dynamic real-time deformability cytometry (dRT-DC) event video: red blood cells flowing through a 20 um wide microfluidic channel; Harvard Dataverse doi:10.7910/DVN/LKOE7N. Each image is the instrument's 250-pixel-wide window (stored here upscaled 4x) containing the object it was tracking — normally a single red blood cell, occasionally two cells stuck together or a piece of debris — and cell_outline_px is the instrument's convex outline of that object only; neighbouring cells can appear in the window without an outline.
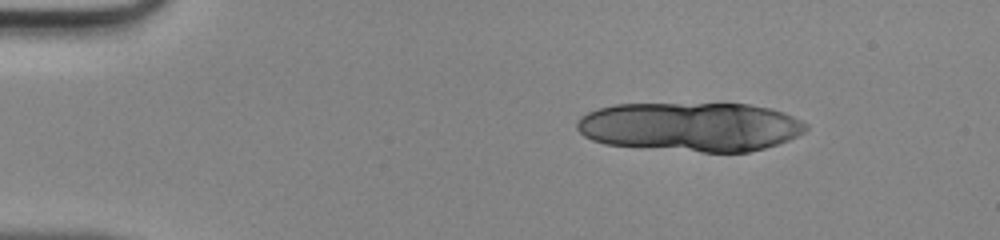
{"species": "human", "species_latin": "Homo sapiens", "temperature_condition": "room temperature", "stored_images_in_passage": 9, "camera_frame_rate_fps": 3000, "um_per_image_px": 0.085, "donor": {"sex": "male"}, "frame": {"image": 1, "passage_image": 1, "time_ms": 0.0, "image_size_px": [1000, 240], "cell_outline_px": [[808, 128], [804, 132], [788, 140], [764, 148], [748, 152], [700, 152], [604, 144], [592, 140], [584, 136], [576, 128], [576, 120], [580, 116], [588, 112], [600, 108], [616, 104], [748, 104], [772, 108], [784, 112], [808, 124]], "centroid_in_image_um": [58.7, 10.77], "position_along_channel_um": 26.3, "area_um2": 65.72}}